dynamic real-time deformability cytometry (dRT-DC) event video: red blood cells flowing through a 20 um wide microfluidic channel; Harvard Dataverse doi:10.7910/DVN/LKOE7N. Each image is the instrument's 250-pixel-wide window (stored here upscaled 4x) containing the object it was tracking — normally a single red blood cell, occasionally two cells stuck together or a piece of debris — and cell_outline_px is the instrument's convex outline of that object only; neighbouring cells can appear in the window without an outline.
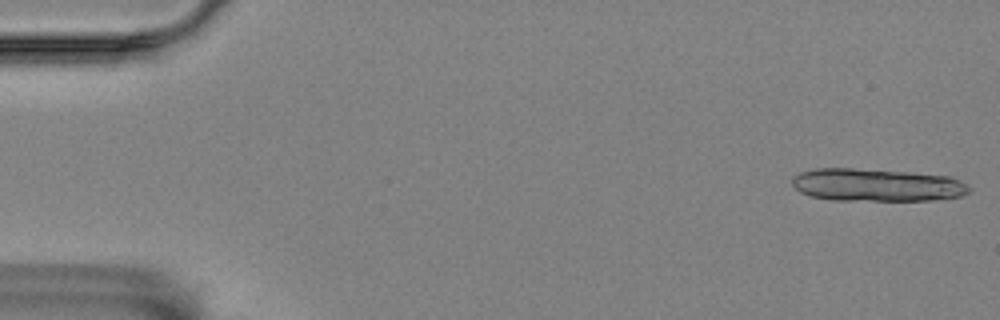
{"species": "Egyptian fruit bat (a non-hibernating species)", "species_latin": "Rousettus aegyptiacus", "temperature_condition": "room temperature", "stored_images_in_passage": 10, "camera_frame_rate_fps": 3000, "um_per_image_px": 0.085, "animal": {"sex": "female"}, "frame": {"image": 1, "passage_image": 1, "time_ms": 0.0, "image_size_px": [1000, 320], "cell_outline_px": [[972, 188], [964, 196], [944, 200], [832, 200], [812, 196], [800, 192], [792, 184], [792, 176], [800, 172], [816, 168], [852, 168], [912, 172], [952, 176], [968, 184]], "centroid_in_image_um": [74.6, 15.72], "position_along_channel_um": 10.4, "area_um2": 34.28}}
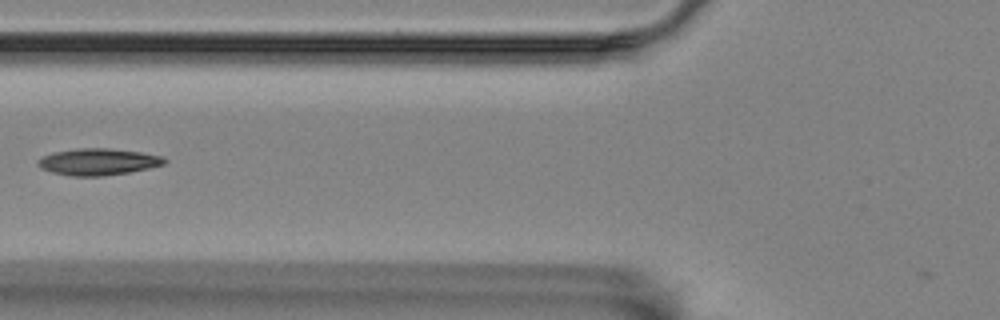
{"frame": {"image": 2, "passage_image": 6, "time_ms": 1.667, "image_size_px": [1000, 320], "cell_outline_px": [[168, 160], [164, 164], [148, 168], [128, 172], [104, 176], [72, 176], [52, 172], [40, 168], [36, 164], [36, 160], [52, 152], [76, 148], [108, 148], [140, 152], [164, 156]], "centroid_in_image_um": [8.32, 13.75], "position_along_channel_um": 117.5, "area_um2": 19.77}}
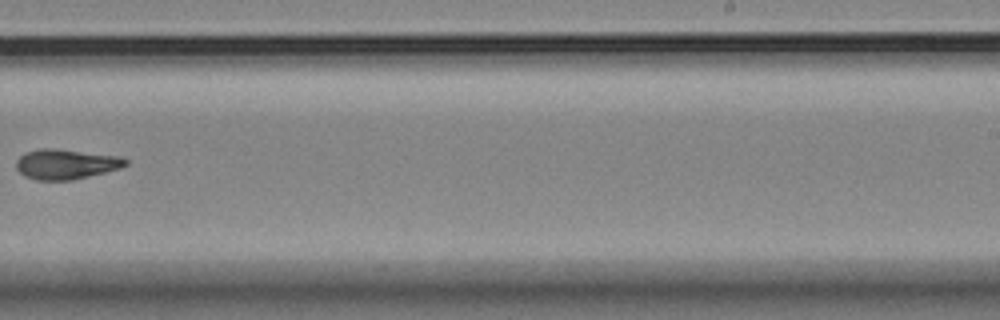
{"frame": {"image": 3, "passage_image": 10, "time_ms": 3.0, "image_size_px": [1000, 320], "cell_outline_px": [[128, 164], [120, 168], [72, 180], [36, 180], [24, 176], [16, 168], [16, 160], [24, 152], [44, 148], [52, 148], [120, 156], [128, 160]], "centroid_in_image_um": [5.58, 13.95], "position_along_channel_um": 283.4, "area_um2": 19.07}}